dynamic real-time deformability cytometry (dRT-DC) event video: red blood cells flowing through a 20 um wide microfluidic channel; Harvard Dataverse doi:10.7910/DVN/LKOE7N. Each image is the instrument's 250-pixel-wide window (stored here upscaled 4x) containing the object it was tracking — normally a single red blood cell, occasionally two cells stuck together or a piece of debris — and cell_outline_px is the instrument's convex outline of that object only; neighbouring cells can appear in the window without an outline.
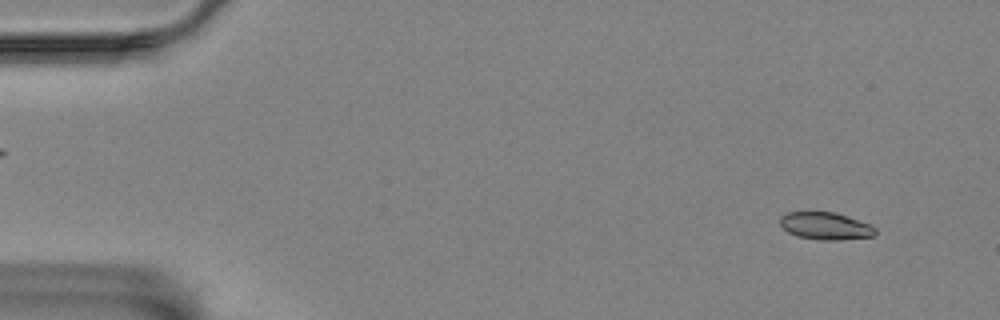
{"species": "Egyptian fruit bat (a non-hibernating species)", "species_latin": "Rousettus aegyptiacus", "temperature_condition": "room temperature", "stored_images_in_passage": 57, "camera_frame_rate_fps": 3000, "um_per_image_px": 0.085, "animal": {"sex": "female"}, "frame": {"image": 1, "passage_image": 5, "time_ms": 1.333, "image_size_px": [1000, 320], "cell_outline_px": [[876, 236], [836, 240], [820, 240], [796, 236], [788, 232], [780, 224], [780, 216], [788, 212], [836, 212], [868, 224], [876, 228]], "centroid_in_image_um": [70.16, 19.21], "position_along_channel_um": 14.8, "area_um2": 15.14}}
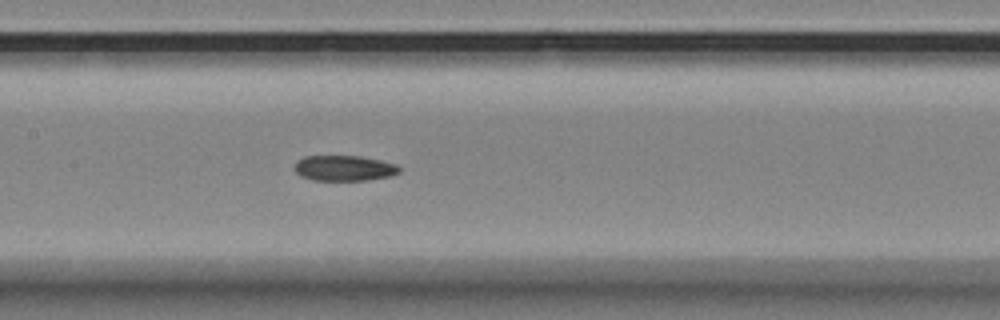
{"frame": {"image": 2, "passage_image": 28, "time_ms": 9.0, "image_size_px": [1000, 320], "cell_outline_px": [[400, 172], [392, 176], [364, 180], [312, 180], [300, 176], [292, 168], [296, 160], [304, 156], [360, 156], [380, 160], [396, 164], [400, 168]], "centroid_in_image_um": [29.21, 14.29], "position_along_channel_um": 178.2, "area_um2": 15.72}}
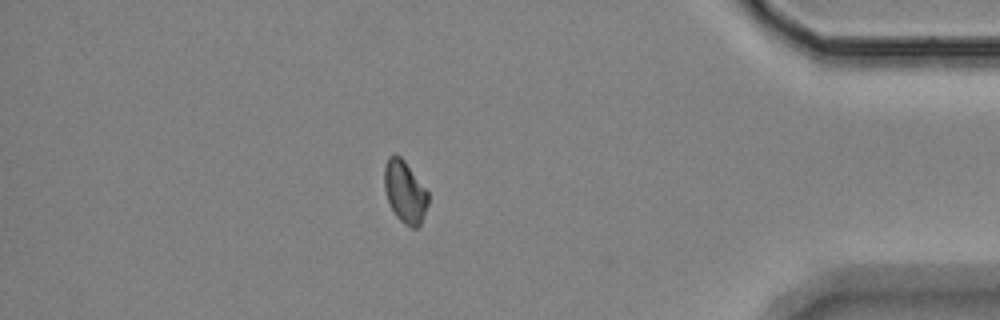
{"frame": {"image": 3, "passage_image": 50, "time_ms": 16.333, "image_size_px": [1000, 320], "cell_outline_px": [[428, 204], [420, 224], [416, 228], [412, 228], [404, 224], [396, 216], [388, 200], [384, 188], [384, 168], [388, 156], [400, 156], [404, 160], [428, 192]], "centroid_in_image_um": [34.41, 16.32], "position_along_channel_um": 400.8, "area_um2": 15.61}}